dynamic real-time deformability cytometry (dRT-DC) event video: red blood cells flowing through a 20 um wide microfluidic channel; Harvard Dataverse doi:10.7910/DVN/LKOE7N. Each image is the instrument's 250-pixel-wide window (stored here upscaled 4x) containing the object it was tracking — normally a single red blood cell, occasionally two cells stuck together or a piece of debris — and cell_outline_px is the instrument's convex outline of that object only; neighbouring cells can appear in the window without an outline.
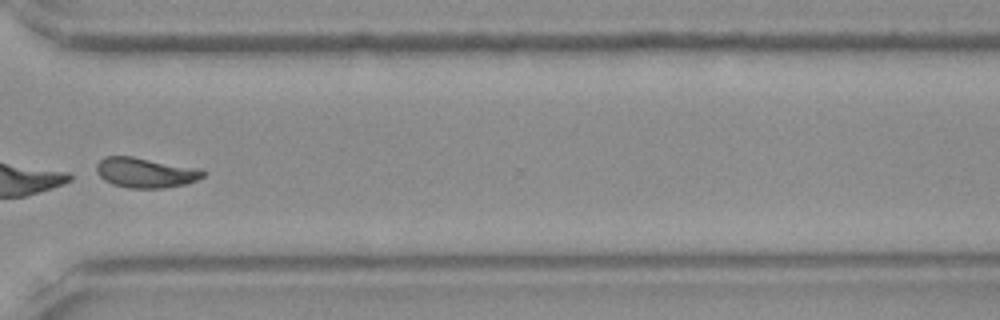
{"species": "Egyptian fruit bat (a non-hibernating species)", "species_latin": "Rousettus aegyptiacus", "temperature_condition": "room temperature", "stored_images_in_passage": 44, "segment_of_instrument_passage": [2, 2], "camera_frame_rate_fps": 3000, "um_per_image_px": 0.085, "frame": {"image": 1, "passage_image": 33, "time_ms": 10.667, "image_size_px": [1000, 320], "cell_outline_px": [[208, 172], [204, 176], [188, 184], [164, 188], [128, 188], [112, 184], [104, 180], [96, 172], [96, 164], [104, 156], [132, 156], [200, 168]], "centroid_in_image_um": [12.39, 14.67], "position_along_channel_um": 358.2, "area_um2": 18.96}}